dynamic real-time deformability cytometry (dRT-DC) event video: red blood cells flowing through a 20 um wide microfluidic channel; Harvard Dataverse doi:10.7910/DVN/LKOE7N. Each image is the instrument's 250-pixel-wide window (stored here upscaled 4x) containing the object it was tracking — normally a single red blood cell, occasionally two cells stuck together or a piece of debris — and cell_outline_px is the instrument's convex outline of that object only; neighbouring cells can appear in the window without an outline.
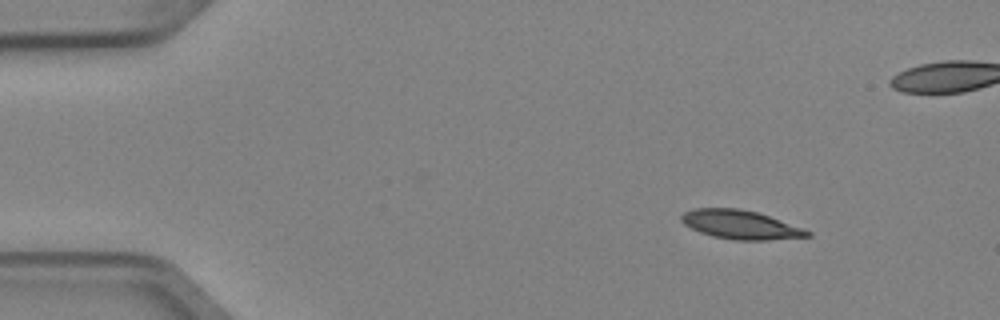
{"species": "Egyptian fruit bat (a non-hibernating species)", "species_latin": "Rousettus aegyptiacus", "temperature_condition": "cold", "stored_images_in_passage": 4, "camera_frame_rate_fps": 3000, "um_per_image_px": 0.085, "animal": {"sex": "female"}, "frame": {"image": 1, "passage_image": 1, "time_ms": 0.0, "image_size_px": [1000, 320], "cell_outline_px": [[812, 236], [764, 240], [736, 240], [712, 236], [700, 232], [684, 224], [680, 220], [680, 216], [684, 212], [692, 208], [740, 208], [756, 212], [768, 216], [812, 232]], "centroid_in_image_um": [62.88, 19.09], "position_along_channel_um": 22.1, "area_um2": 20.92}}